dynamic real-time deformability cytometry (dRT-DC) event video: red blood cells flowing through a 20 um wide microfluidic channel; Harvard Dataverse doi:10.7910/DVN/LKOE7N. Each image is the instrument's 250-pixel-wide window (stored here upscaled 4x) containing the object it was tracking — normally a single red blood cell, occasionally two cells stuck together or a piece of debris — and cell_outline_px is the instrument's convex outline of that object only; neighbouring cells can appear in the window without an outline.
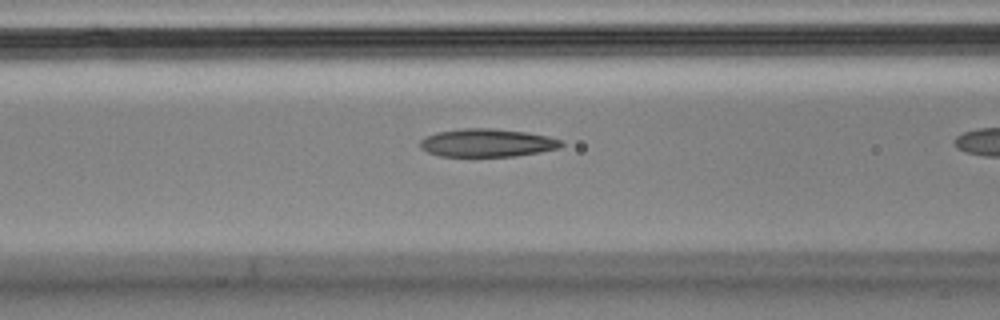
{"species": "Egyptian fruit bat (a non-hibernating species)", "species_latin": "Rousettus aegyptiacus", "temperature_condition": "cold", "stored_images_in_passage": 11, "camera_frame_rate_fps": 3000, "um_per_image_px": 0.085, "animal": {"sex": "male"}, "frame": {"image": 1, "passage_image": 10, "time_ms": 3.0, "image_size_px": [1000, 320], "cell_outline_px": [[564, 144], [560, 148], [540, 152], [516, 156], [440, 156], [428, 152], [420, 148], [420, 140], [424, 136], [436, 132], [460, 128], [492, 128], [528, 132], [548, 136], [564, 140]], "centroid_in_image_um": [41.42, 12.13], "position_along_channel_um": 125.2, "area_um2": 23.41}}